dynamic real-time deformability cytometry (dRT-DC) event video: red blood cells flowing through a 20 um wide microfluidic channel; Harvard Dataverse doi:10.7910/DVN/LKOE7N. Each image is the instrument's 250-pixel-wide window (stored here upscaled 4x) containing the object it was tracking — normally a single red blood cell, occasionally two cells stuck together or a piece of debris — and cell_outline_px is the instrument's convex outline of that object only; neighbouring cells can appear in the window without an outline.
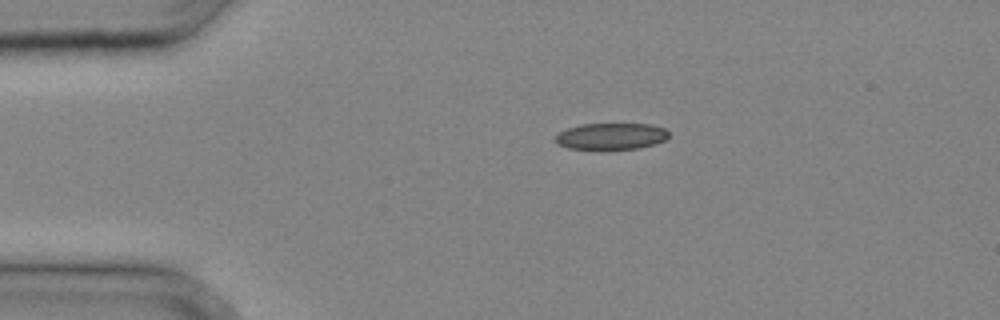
{"species": "common noctule bat (a hibernating species)", "species_latin": "Nyctalus noctula", "temperature_condition": "cold", "stored_images_in_passage": 27, "camera_frame_rate_fps": 3000, "um_per_image_px": 0.085, "animal": {"sex": "male", "body_mass_g": 20.4}, "frame": {"image": 1, "passage_image": 1, "time_ms": 0.0, "image_size_px": [1000, 320], "cell_outline_px": [[668, 136], [664, 140], [656, 144], [640, 148], [568, 148], [556, 144], [556, 136], [560, 132], [568, 128], [580, 124], [648, 124], [664, 128], [668, 132]], "centroid_in_image_um": [51.95, 11.57], "position_along_channel_um": 33.0, "area_um2": 17.17}}
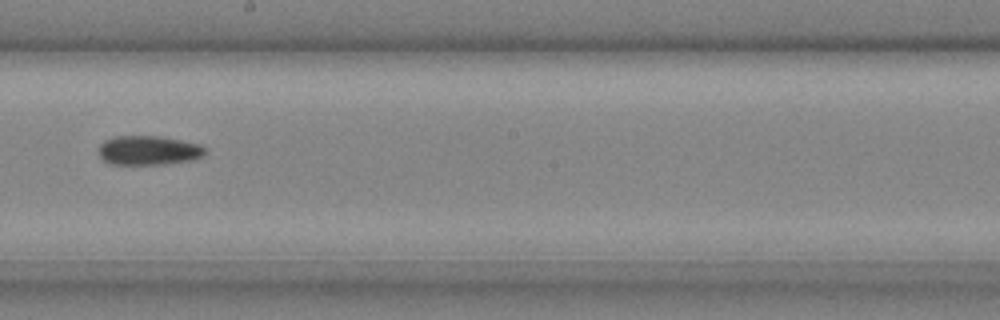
{"frame": {"image": 2, "passage_image": 14, "time_ms": 4.333, "image_size_px": [1000, 320], "cell_outline_px": [[208, 152], [204, 156], [192, 160], [164, 164], [112, 164], [104, 160], [96, 152], [100, 144], [104, 140], [116, 136], [156, 136], [180, 140], [200, 144]], "centroid_in_image_um": [12.62, 12.78], "position_along_channel_um": 235.6, "area_um2": 18.26}}
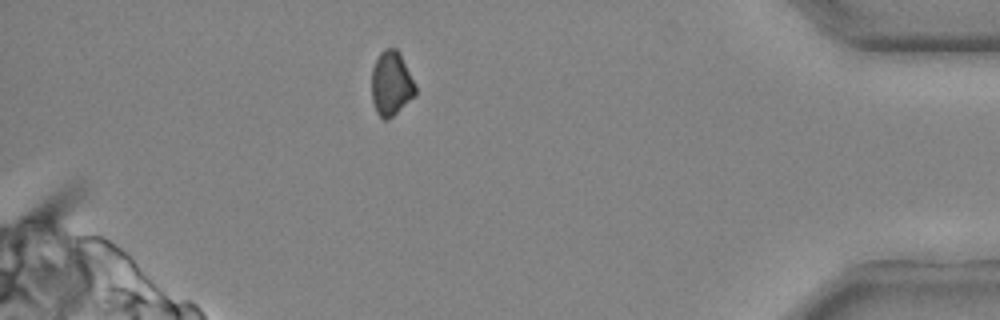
{"frame": {"image": 3, "passage_image": 25, "time_ms": 8.0, "image_size_px": [1000, 320], "cell_outline_px": [[416, 96], [388, 120], [384, 120], [376, 112], [372, 100], [372, 68], [380, 52], [384, 48], [396, 48], [400, 52], [416, 84]], "centroid_in_image_um": [33.27, 7.1], "position_along_channel_um": 401.9, "area_um2": 16.7}}